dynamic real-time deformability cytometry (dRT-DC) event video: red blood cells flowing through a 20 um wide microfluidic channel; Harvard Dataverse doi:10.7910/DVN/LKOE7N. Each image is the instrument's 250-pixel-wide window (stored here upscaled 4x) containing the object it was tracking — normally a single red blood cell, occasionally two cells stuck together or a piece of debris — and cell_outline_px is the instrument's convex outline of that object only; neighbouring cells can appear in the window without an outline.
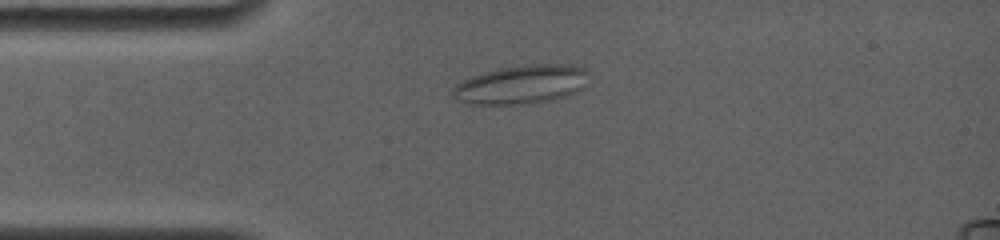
{"species": "common noctule bat (a hibernating species)", "species_latin": "Nyctalus noctula", "temperature_condition": "room temperature", "stored_images_in_passage": 44, "camera_frame_rate_fps": 4000, "um_per_image_px": 0.085, "animal": {"sex": "female", "body_mass_g": 19.0, "forearm_length_mm": 56.7}, "frame": {"image": 1, "passage_image": 7, "time_ms": 3.25, "image_size_px": [1000, 240], "cell_outline_px": [[588, 72], [584, 88], [576, 92], [552, 100], [528, 104], [468, 104], [456, 100], [452, 96], [452, 88], [456, 84], [472, 76], [484, 72], [504, 68], [536, 64], [568, 64], [588, 68]], "centroid_in_image_um": [44.33, 7.19], "position_along_channel_um": 40.7, "area_um2": 30.75}}
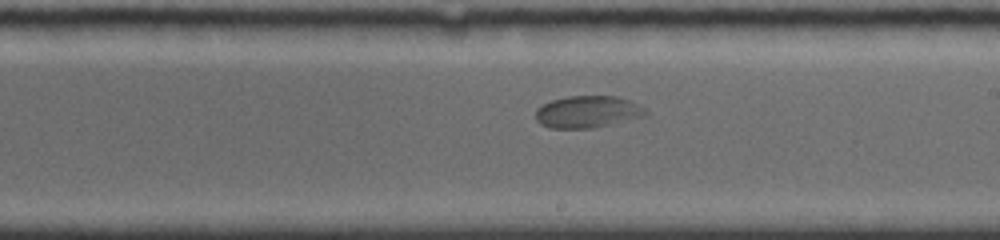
{"frame": {"image": 2, "passage_image": 18, "time_ms": 9.0, "image_size_px": [1000, 240], "cell_outline_px": [[648, 112], [644, 116], [592, 128], [548, 128], [540, 124], [536, 120], [536, 108], [552, 100], [568, 96], [616, 96], [628, 100], [644, 108]], "centroid_in_image_um": [49.9, 9.51], "position_along_channel_um": 239.1, "area_um2": 20.29}}
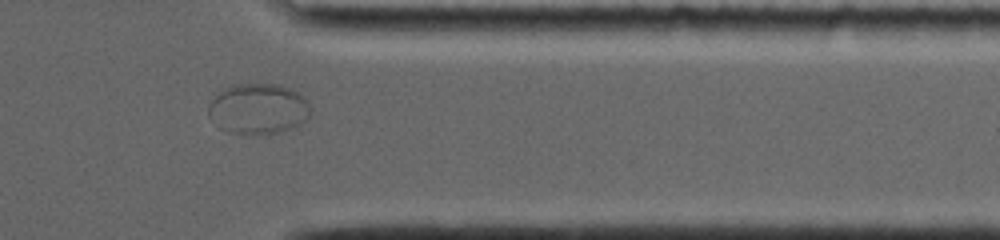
{"frame": {"image": 3, "passage_image": 33, "time_ms": 13.0, "image_size_px": [1000, 240], "cell_outline_px": [[312, 112], [308, 120], [284, 132], [228, 132], [220, 128], [208, 116], [208, 108], [212, 100], [220, 92], [232, 84], [280, 84], [292, 88], [304, 96], [308, 100]], "centroid_in_image_um": [22.02, 9.22], "position_along_channel_um": 389.4, "area_um2": 30.06}}